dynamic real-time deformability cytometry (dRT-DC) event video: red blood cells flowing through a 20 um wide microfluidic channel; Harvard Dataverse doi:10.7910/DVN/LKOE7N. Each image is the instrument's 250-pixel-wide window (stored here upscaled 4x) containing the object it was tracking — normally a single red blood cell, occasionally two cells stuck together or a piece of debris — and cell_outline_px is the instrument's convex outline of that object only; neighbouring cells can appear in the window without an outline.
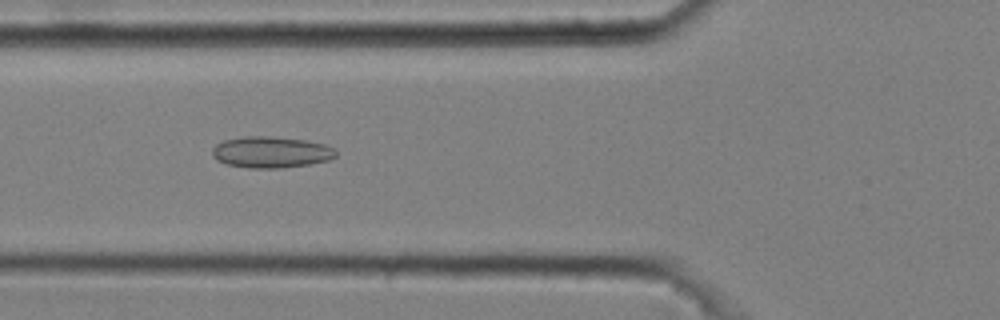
{"species": "common noctule bat (a hibernating species)", "species_latin": "Nyctalus noctula", "temperature_condition": "cold", "stored_images_in_passage": 7, "camera_frame_rate_fps": 3000, "um_per_image_px": 0.085, "animal": {"sex": "male", "body_mass_g": 20.4}, "frame": {"image": 1, "passage_image": 6, "time_ms": 1.667, "image_size_px": [1000, 320], "cell_outline_px": [[336, 156], [328, 160], [308, 164], [280, 168], [248, 168], [228, 164], [216, 160], [212, 156], [212, 148], [216, 144], [224, 140], [244, 136], [272, 136], [304, 140], [324, 144], [336, 148]], "centroid_in_image_um": [23.02, 12.93], "position_along_channel_um": 102.8, "area_um2": 22.6}}
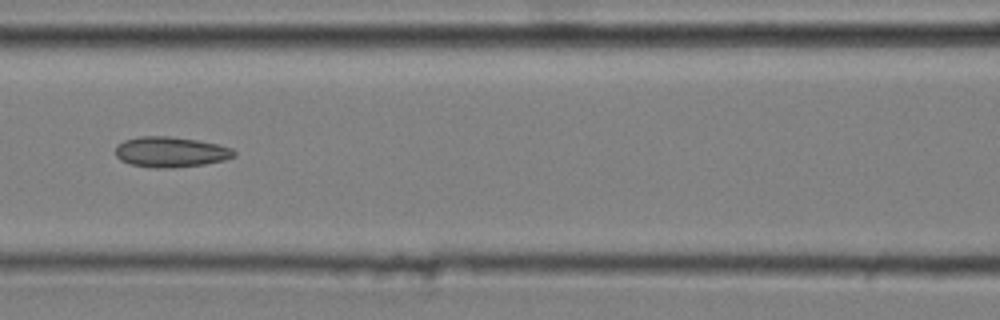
{"frame": {"image": 2, "passage_image": 7, "time_ms": 2.0, "image_size_px": [1000, 320], "cell_outline_px": [[236, 156], [224, 160], [204, 164], [172, 168], [152, 168], [128, 164], [120, 160], [116, 156], [116, 144], [124, 140], [140, 136], [168, 136], [196, 140], [220, 144], [232, 148], [236, 152]], "centroid_in_image_um": [14.5, 12.92], "position_along_channel_um": 152.1, "area_um2": 21.27}}